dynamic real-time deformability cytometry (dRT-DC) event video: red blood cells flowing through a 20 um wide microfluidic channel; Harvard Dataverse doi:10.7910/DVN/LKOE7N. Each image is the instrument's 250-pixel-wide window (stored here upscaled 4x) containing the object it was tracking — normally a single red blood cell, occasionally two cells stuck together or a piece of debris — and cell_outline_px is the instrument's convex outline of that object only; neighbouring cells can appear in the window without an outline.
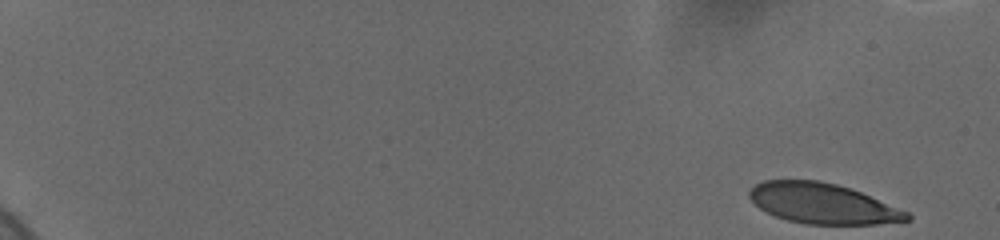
{"species": "human", "species_latin": "Homo sapiens", "temperature_condition": "cold", "stored_images_in_passage": 35, "camera_frame_rate_fps": 3000, "um_per_image_px": 0.085, "donor": {"sex": "female"}, "frame": {"image": 1, "passage_image": 1, "time_ms": 0.0, "image_size_px": [1000, 240], "cell_outline_px": [[912, 220], [876, 224], [804, 224], [788, 220], [776, 216], [760, 208], [748, 196], [748, 192], [756, 184], [764, 180], [820, 180], [836, 184], [860, 192], [908, 212], [912, 216]], "centroid_in_image_um": [69.92, 17.3], "position_along_channel_um": 15.1, "area_um2": 36.76}}
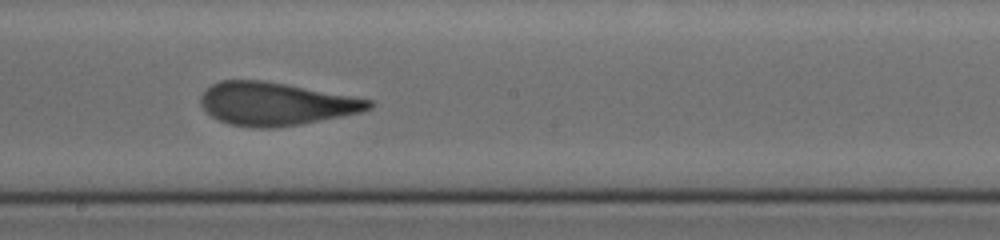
{"frame": {"image": 2, "passage_image": 19, "time_ms": 11.0, "image_size_px": [1000, 240], "cell_outline_px": [[372, 108], [360, 112], [300, 124], [272, 128], [256, 128], [228, 124], [212, 116], [200, 104], [200, 96], [212, 84], [220, 80], [264, 80], [372, 100]], "centroid_in_image_um": [23.4, 8.82], "position_along_channel_um": 224.8, "area_um2": 41.67}}
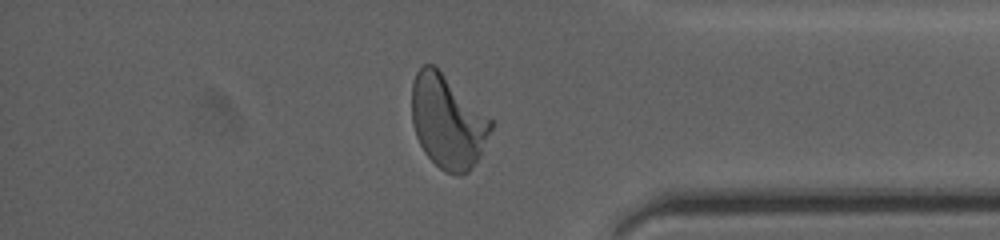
{"frame": {"image": 3, "passage_image": 30, "time_ms": 16.0, "image_size_px": [1000, 240], "cell_outline_px": [[492, 128], [480, 156], [468, 172], [460, 176], [456, 176], [444, 172], [424, 152], [416, 136], [412, 124], [412, 84], [416, 72], [424, 64], [432, 64], [492, 120]], "centroid_in_image_um": [38.03, 10.38], "position_along_channel_um": 397.2, "area_um2": 42.48}, "authors_computed_cell_mechanics": {"area_um2": 41.616, "velocity_mm_per_s": 3.6576, "shape_relaxation_time_tau1_ms": 4.615, "shape_relaxation_time_tau2_ms": 0.0181, "deformation_change_tau1": 0.2107, "deformation_change_tau2": 0.0663}}